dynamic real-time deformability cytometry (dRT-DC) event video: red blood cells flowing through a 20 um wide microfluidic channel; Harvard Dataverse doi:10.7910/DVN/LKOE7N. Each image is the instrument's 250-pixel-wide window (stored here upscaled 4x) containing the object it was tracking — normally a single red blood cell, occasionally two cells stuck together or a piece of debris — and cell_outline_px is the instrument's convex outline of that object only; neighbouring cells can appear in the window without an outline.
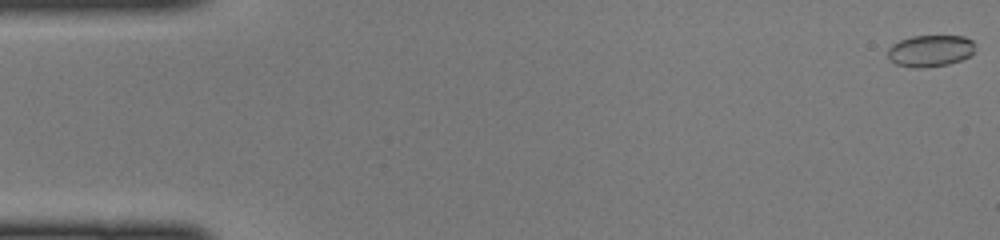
{"species": "common noctule bat (a hibernating species)", "species_latin": "Nyctalus noctula", "temperature_condition": "cold", "stored_images_in_passage": 47, "camera_frame_rate_fps": 3000, "um_per_image_px": 0.085, "animal": {"sex": "female", "body_mass_g": 22.0, "forearm_length_mm": 56.7}, "frame": {"image": 1, "passage_image": 1, "time_ms": 0.0, "image_size_px": [1000, 240], "cell_outline_px": [[972, 52], [968, 56], [960, 60], [948, 64], [920, 68], [912, 68], [896, 64], [888, 56], [888, 48], [892, 44], [900, 40], [912, 36], [964, 36], [972, 40]], "centroid_in_image_um": [79.03, 4.32], "position_along_channel_um": 6.0, "area_um2": 15.9}}
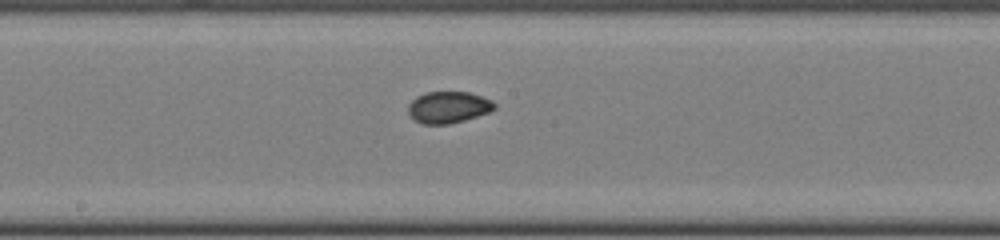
{"frame": {"image": 2, "passage_image": 25, "time_ms": 8.0, "image_size_px": [1000, 240], "cell_outline_px": [[496, 108], [488, 112], [464, 120], [448, 124], [420, 124], [408, 112], [408, 104], [416, 96], [424, 92], [468, 92], [492, 100], [496, 104]], "centroid_in_image_um": [38.09, 9.11], "position_along_channel_um": 210.1, "area_um2": 15.84}}
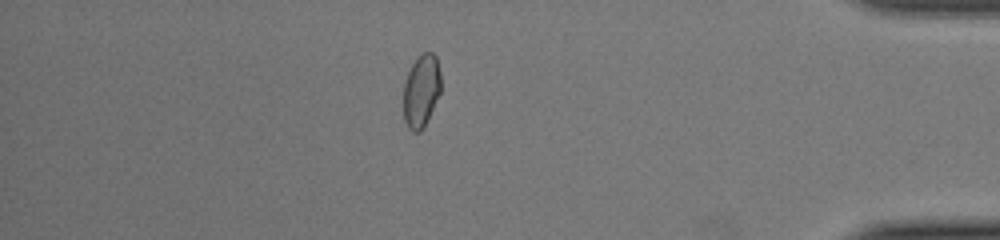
{"frame": {"image": 3, "passage_image": 41, "time_ms": 13.333, "image_size_px": [1000, 240], "cell_outline_px": [[440, 92], [420, 132], [412, 132], [408, 128], [404, 120], [404, 80], [412, 64], [424, 52], [432, 52], [436, 56], [440, 72]], "centroid_in_image_um": [35.79, 7.7], "position_along_channel_um": 399.4, "area_um2": 15.55}}